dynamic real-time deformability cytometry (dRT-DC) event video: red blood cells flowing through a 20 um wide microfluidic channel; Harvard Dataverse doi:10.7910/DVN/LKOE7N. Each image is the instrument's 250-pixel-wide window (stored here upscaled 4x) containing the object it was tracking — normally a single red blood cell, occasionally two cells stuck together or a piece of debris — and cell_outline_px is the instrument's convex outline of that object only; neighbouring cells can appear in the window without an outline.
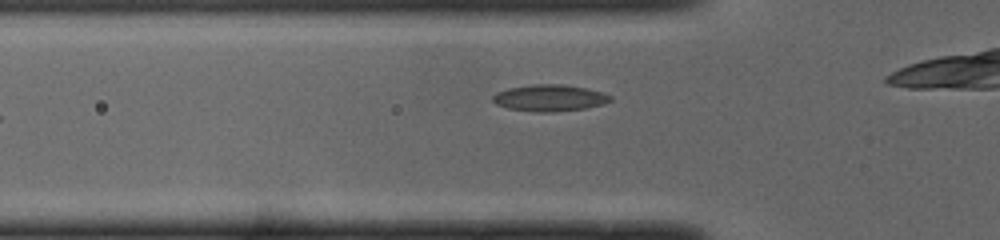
{"species": "common noctule bat (a hibernating species)", "species_latin": "Nyctalus noctula", "temperature_condition": "cold", "stored_images_in_passage": 28, "camera_frame_rate_fps": 3000, "um_per_image_px": 0.085, "animal": {"sex": "male", "body_mass_g": 19.0, "forearm_length_mm": 50.8}, "frame": {"image": 1, "passage_image": 5, "time_ms": 1.333, "image_size_px": [1000, 240], "cell_outline_px": [[612, 100], [604, 104], [584, 108], [552, 112], [536, 112], [508, 108], [496, 104], [492, 100], [492, 96], [496, 92], [508, 88], [532, 84], [564, 84], [584, 88], [600, 92], [612, 96]], "centroid_in_image_um": [46.69, 8.32], "position_along_channel_um": 79.1, "area_um2": 18.15}}
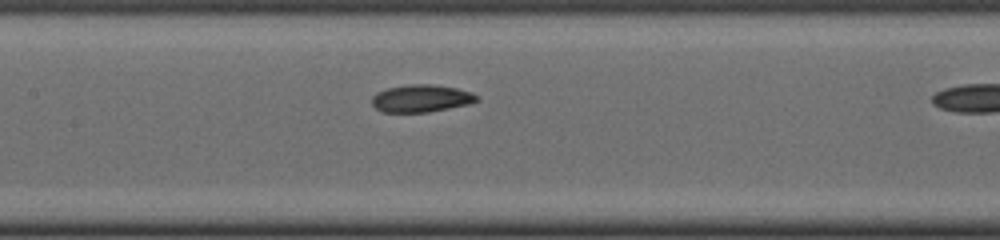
{"frame": {"image": 2, "passage_image": 12, "time_ms": 3.667, "image_size_px": [1000, 240], "cell_outline_px": [[480, 100], [472, 104], [428, 112], [384, 112], [376, 108], [372, 104], [372, 96], [376, 92], [388, 88], [408, 84], [436, 84], [456, 88], [472, 92], [480, 96]], "centroid_in_image_um": [35.86, 8.36], "position_along_channel_um": 171.5, "area_um2": 17.05}}
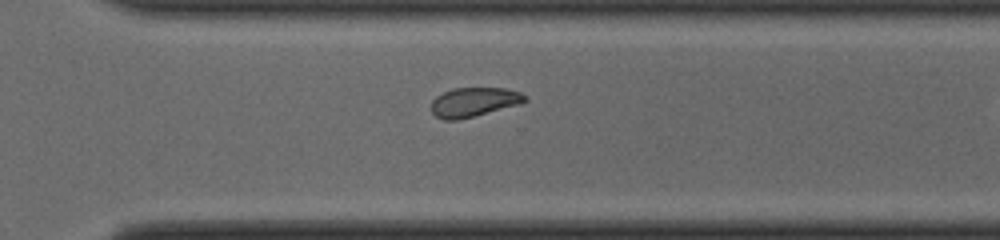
{"frame": {"image": 3, "passage_image": 24, "time_ms": 7.667, "image_size_px": [1000, 240], "cell_outline_px": [[528, 100], [520, 104], [456, 120], [444, 120], [436, 116], [432, 112], [432, 100], [436, 96], [452, 88], [504, 88], [520, 92], [528, 96]], "centroid_in_image_um": [40.29, 8.66], "position_along_channel_um": 330.3, "area_um2": 15.84}}